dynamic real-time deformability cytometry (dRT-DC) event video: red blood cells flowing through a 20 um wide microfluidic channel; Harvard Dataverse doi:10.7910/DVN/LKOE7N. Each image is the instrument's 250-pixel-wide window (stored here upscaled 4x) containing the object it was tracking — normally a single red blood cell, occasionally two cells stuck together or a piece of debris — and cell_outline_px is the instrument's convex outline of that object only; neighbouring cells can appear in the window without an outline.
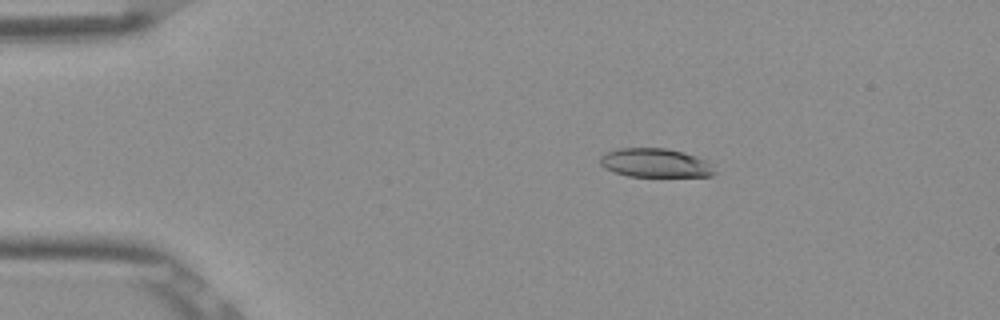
{"species": "Egyptian fruit bat (a non-hibernating species)", "species_latin": "Rousettus aegyptiacus", "temperature_condition": "room temperature", "stored_images_in_passage": 5, "camera_frame_rate_fps": 3000, "um_per_image_px": 0.085, "frame": {"image": 1, "passage_image": 3, "time_ms": 0.667, "image_size_px": [1000, 320], "cell_outline_px": [[716, 172], [712, 176], [628, 176], [604, 168], [600, 164], [600, 156], [604, 152], [616, 148], [664, 148], [684, 152], [708, 160]], "centroid_in_image_um": [55.69, 13.84], "position_along_channel_um": 29.3, "area_um2": 19.36}}